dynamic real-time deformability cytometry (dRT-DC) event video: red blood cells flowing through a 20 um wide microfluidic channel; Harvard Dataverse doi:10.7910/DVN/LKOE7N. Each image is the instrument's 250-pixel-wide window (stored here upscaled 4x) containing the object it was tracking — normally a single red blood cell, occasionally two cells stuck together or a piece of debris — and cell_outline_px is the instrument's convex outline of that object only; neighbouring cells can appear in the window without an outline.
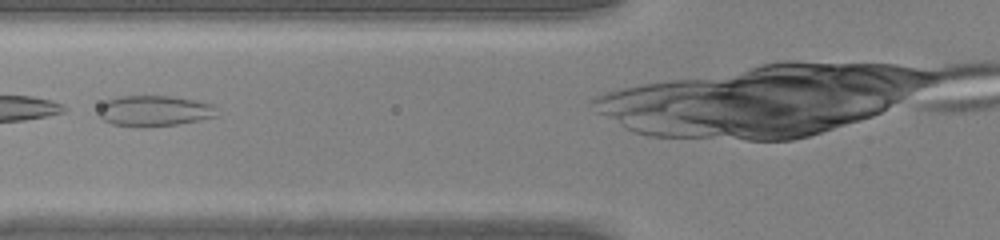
{"species": "common noctule bat (a hibernating species)", "species_latin": "Nyctalus noctula", "temperature_condition": "warm", "stored_images_in_passage": 35, "camera_frame_rate_fps": 3000, "um_per_image_px": 0.085, "animal": {"sex": "male", "body_mass_g": 20.0, "forearm_length_mm": 53.3}, "frame": {"image": 1, "passage_image": 12, "time_ms": 3.667, "image_size_px": [1000, 240], "cell_outline_px": [[216, 116], [200, 120], [176, 124], [144, 128], [112, 124], [104, 120], [100, 116], [100, 104], [116, 96], [172, 96], [212, 104]], "centroid_in_image_um": [13.07, 9.43], "position_along_channel_um": 112.7, "area_um2": 21.04}}
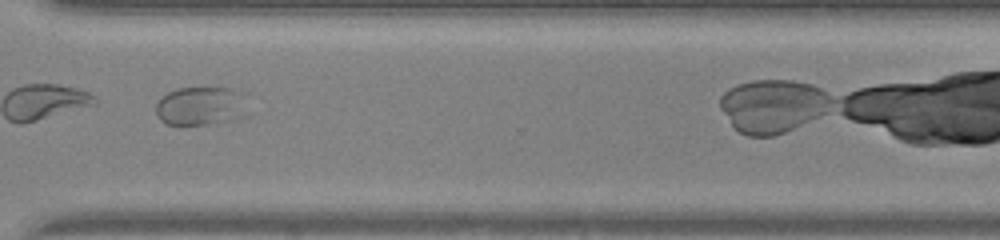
{"frame": {"image": 2, "passage_image": 29, "time_ms": 9.333, "image_size_px": [1000, 240], "cell_outline_px": [[252, 112], [248, 116], [232, 120], [208, 124], [180, 128], [168, 124], [160, 120], [156, 116], [156, 104], [168, 92], [176, 88], [232, 88], [236, 92]], "centroid_in_image_um": [17.05, 9.08], "position_along_channel_um": 353.5, "area_um2": 21.27}}